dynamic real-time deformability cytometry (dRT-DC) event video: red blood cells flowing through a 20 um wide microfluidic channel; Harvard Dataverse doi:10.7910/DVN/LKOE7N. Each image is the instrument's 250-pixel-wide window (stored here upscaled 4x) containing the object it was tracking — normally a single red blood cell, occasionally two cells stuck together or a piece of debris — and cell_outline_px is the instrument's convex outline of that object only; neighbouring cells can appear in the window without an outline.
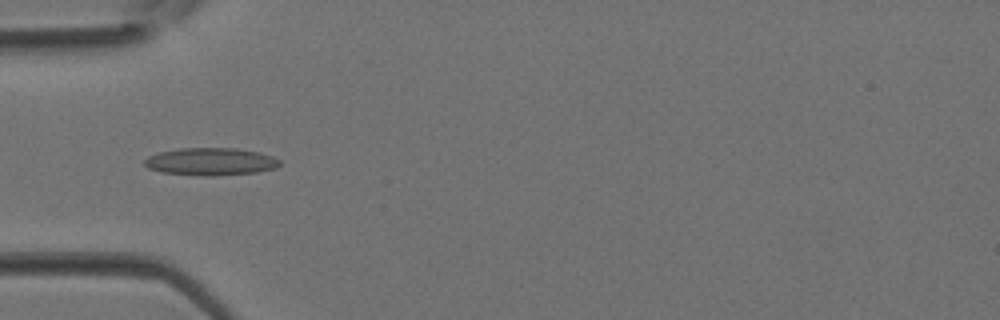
{"species": "Egyptian fruit bat (a non-hibernating species)", "species_latin": "Rousettus aegyptiacus", "temperature_condition": "room temperature", "stored_images_in_passage": 4, "camera_frame_rate_fps": 3000, "um_per_image_px": 0.085, "animal": {"sex": "female"}, "frame": {"image": 1, "passage_image": 4, "time_ms": 1.0, "image_size_px": [1000, 320], "cell_outline_px": [[280, 164], [276, 168], [256, 172], [216, 176], [204, 176], [160, 172], [148, 168], [144, 164], [144, 160], [148, 156], [156, 152], [180, 148], [236, 148], [260, 152], [272, 156], [280, 160]], "centroid_in_image_um": [17.89, 13.73], "position_along_channel_um": 67.1, "area_um2": 21.91}}